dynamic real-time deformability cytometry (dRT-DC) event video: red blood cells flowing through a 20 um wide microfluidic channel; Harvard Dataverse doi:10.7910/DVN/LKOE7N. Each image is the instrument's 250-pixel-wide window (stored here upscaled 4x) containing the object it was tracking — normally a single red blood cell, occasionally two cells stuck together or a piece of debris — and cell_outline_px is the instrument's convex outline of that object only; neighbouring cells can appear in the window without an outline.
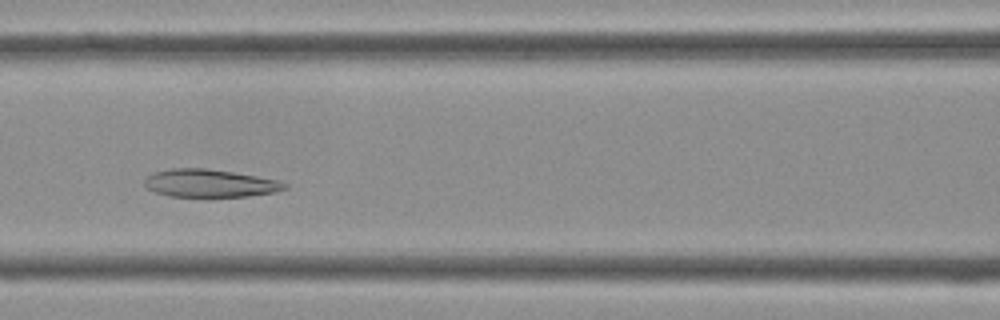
{"species": "Egyptian fruit bat (a non-hibernating species)", "species_latin": "Rousettus aegyptiacus", "temperature_condition": "cold", "stored_images_in_passage": 37, "camera_frame_rate_fps": 3000, "um_per_image_px": 0.085, "frame": {"image": 1, "passage_image": 13, "time_ms": 4.0, "image_size_px": [1000, 320], "cell_outline_px": [[288, 188], [276, 192], [248, 196], [208, 200], [168, 196], [144, 188], [144, 180], [152, 172], [168, 168], [204, 168], [232, 172], [256, 176], [276, 180], [288, 184]], "centroid_in_image_um": [17.78, 15.63], "position_along_channel_um": 148.8, "area_um2": 23.87}}
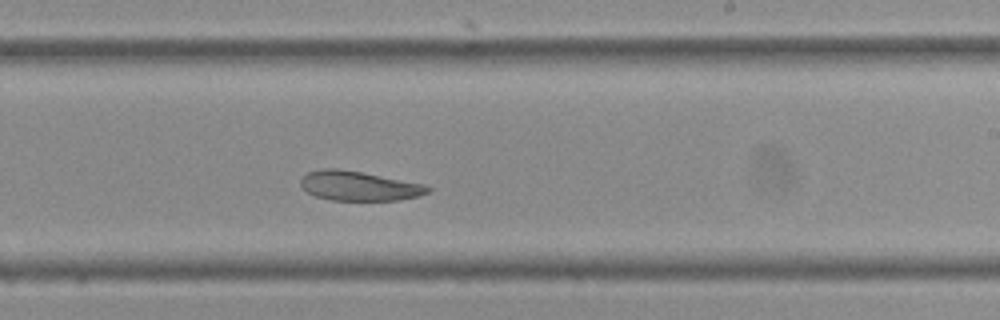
{"frame": {"image": 2, "passage_image": 20, "time_ms": 6.333, "image_size_px": [1000, 320], "cell_outline_px": [[432, 188], [428, 192], [420, 196], [400, 200], [332, 200], [316, 196], [308, 192], [300, 184], [300, 180], [308, 172], [320, 168], [336, 168], [360, 172], [428, 184]], "centroid_in_image_um": [30.56, 15.8], "position_along_channel_um": 258.4, "area_um2": 21.91}}
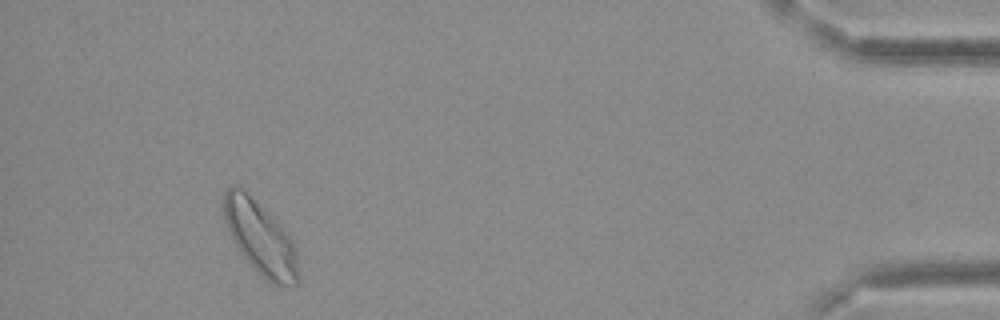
{"frame": {"image": 3, "passage_image": 34, "time_ms": 11.0, "image_size_px": [1000, 320], "cell_outline_px": [[300, 276], [296, 284], [272, 284], [244, 256], [232, 240], [228, 232], [224, 220], [224, 192], [232, 184], [244, 188], [276, 216], [288, 232], [296, 248]], "centroid_in_image_um": [22.15, 20.13], "position_along_channel_um": 413.0, "area_um2": 32.25}}